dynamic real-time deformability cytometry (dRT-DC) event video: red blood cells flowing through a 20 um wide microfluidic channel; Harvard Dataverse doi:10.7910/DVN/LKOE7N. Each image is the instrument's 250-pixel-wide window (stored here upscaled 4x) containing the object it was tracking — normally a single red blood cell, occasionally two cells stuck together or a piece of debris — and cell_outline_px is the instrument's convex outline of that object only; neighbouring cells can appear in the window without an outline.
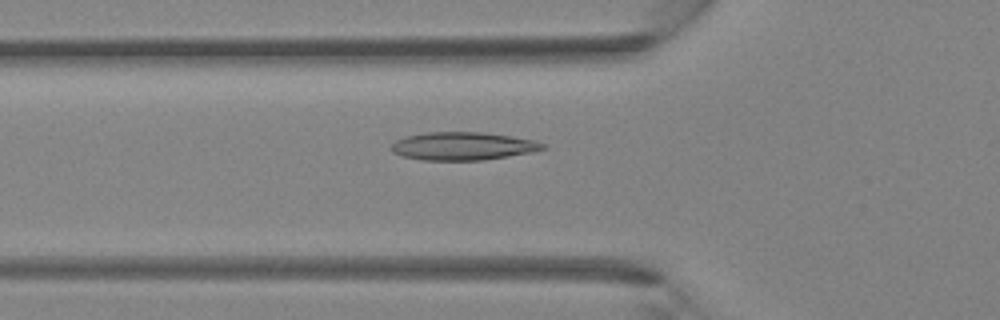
{"species": "Egyptian fruit bat (a non-hibernating species)", "species_latin": "Rousettus aegyptiacus", "temperature_condition": "room temperature", "stored_images_in_passage": 40, "camera_frame_rate_fps": 3000, "um_per_image_px": 0.085, "animal": {"sex": "female"}, "frame": {"image": 1, "passage_image": 14, "time_ms": 4.333, "image_size_px": [1000, 320], "cell_outline_px": [[548, 148], [532, 152], [508, 156], [480, 160], [424, 160], [400, 156], [392, 152], [388, 148], [396, 140], [404, 136], [424, 132], [480, 132], [536, 140], [544, 144]], "centroid_in_image_um": [39.29, 12.42], "position_along_channel_um": 86.5, "area_um2": 24.85}}
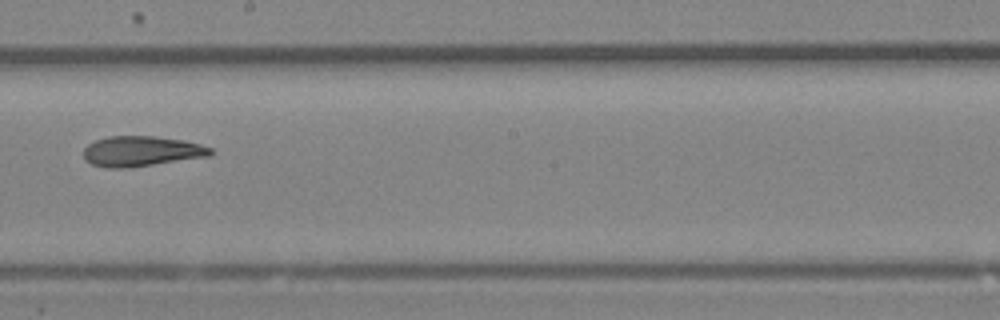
{"frame": {"image": 2, "passage_image": 23, "time_ms": 7.333, "image_size_px": [1000, 320], "cell_outline_px": [[212, 156], [128, 168], [104, 168], [92, 164], [84, 160], [84, 148], [88, 144], [96, 140], [108, 136], [156, 136], [184, 140], [200, 144], [212, 148]], "centroid_in_image_um": [12.03, 12.86], "position_along_channel_um": 236.2, "area_um2": 22.66}}
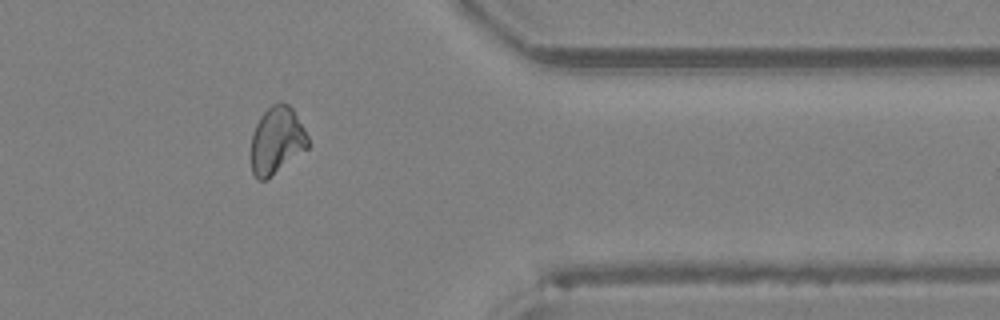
{"frame": {"image": 3, "passage_image": 33, "time_ms": 10.667, "image_size_px": [1000, 320], "cell_outline_px": [[308, 148], [264, 180], [256, 180], [252, 172], [252, 136], [256, 124], [260, 116], [272, 104], [288, 104], [292, 108], [304, 128], [308, 136]], "centroid_in_image_um": [23.52, 11.93], "position_along_channel_um": 387.9, "area_um2": 21.73}}